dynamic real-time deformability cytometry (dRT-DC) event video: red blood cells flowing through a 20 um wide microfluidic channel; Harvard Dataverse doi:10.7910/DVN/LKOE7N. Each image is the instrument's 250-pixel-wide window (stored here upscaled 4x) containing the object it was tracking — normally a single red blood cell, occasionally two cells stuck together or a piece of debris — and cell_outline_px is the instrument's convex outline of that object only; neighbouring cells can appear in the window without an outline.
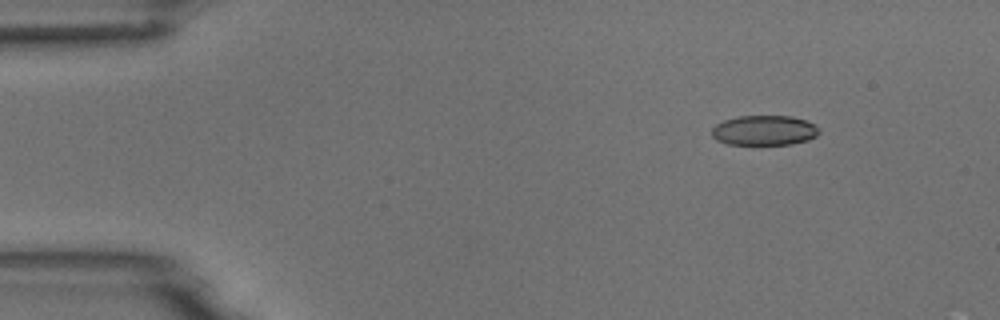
{"species": "common noctule bat (a hibernating species)", "species_latin": "Nyctalus noctula", "temperature_condition": "room temperature", "stored_images_in_passage": 8, "camera_frame_rate_fps": 3000, "um_per_image_px": 0.085, "animal": {"sex": "male", "body_mass_g": 18.8}, "frame": {"image": 1, "passage_image": 2, "time_ms": 1.333, "image_size_px": [1000, 320], "cell_outline_px": [[820, 132], [816, 136], [808, 140], [792, 144], [728, 144], [716, 140], [712, 136], [712, 128], [716, 124], [724, 120], [736, 116], [792, 116], [816, 124], [820, 128]], "centroid_in_image_um": [64.98, 11.08], "position_along_channel_um": 20.0, "area_um2": 18.84}}
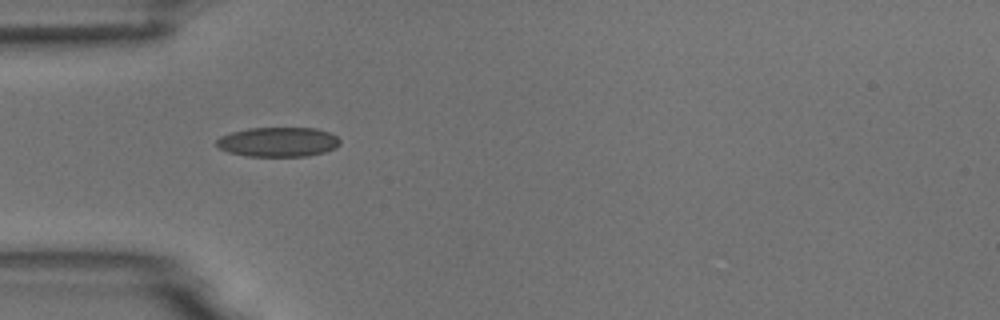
{"frame": {"image": 2, "passage_image": 5, "time_ms": 4.667, "image_size_px": [1000, 320], "cell_outline_px": [[340, 144], [336, 148], [324, 152], [308, 156], [248, 156], [228, 152], [220, 148], [216, 144], [216, 140], [220, 136], [232, 132], [248, 128], [316, 128], [328, 132], [336, 136], [340, 140]], "centroid_in_image_um": [23.65, 12.06], "position_along_channel_um": 61.4, "area_um2": 21.27}}